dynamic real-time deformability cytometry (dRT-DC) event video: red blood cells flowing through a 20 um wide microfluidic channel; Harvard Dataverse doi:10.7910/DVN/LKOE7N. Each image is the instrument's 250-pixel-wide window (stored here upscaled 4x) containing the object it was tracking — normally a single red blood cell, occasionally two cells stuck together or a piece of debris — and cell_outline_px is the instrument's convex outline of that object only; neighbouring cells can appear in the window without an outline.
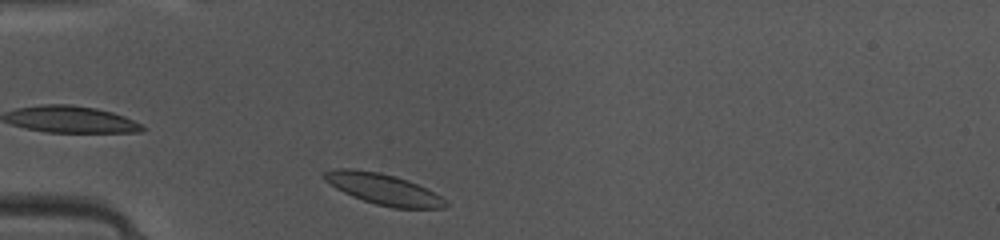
{"species": "common noctule bat (a hibernating species)", "species_latin": "Nyctalus noctula", "temperature_condition": "warm", "stored_images_in_passage": 28, "camera_frame_rate_fps": 3000, "um_per_image_px": 0.085, "animal": {"sex": "female", "body_mass_g": 10.0, "forearm_length_mm": 53.1}, "frame": {"image": 1, "passage_image": 1, "time_ms": 0.0, "image_size_px": [1000, 240], "cell_outline_px": [[448, 204], [444, 208], [392, 208], [376, 204], [352, 196], [336, 188], [324, 180], [320, 176], [324, 172], [336, 168], [352, 168], [380, 172], [396, 176], [408, 180], [440, 196]], "centroid_in_image_um": [32.52, 16.06], "position_along_channel_um": 52.5, "area_um2": 21.73}}
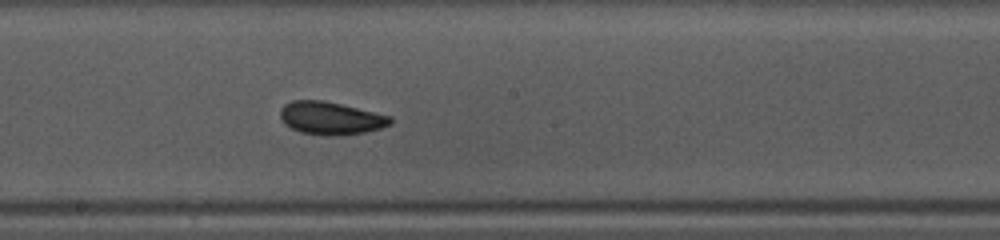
{"frame": {"image": 2, "passage_image": 14, "time_ms": 4.333, "image_size_px": [1000, 240], "cell_outline_px": [[392, 124], [380, 128], [364, 132], [336, 136], [324, 136], [300, 132], [284, 124], [280, 116], [280, 108], [284, 104], [292, 100], [324, 100], [392, 116]], "centroid_in_image_um": [28.09, 10.04], "position_along_channel_um": 220.1, "area_um2": 21.21}}
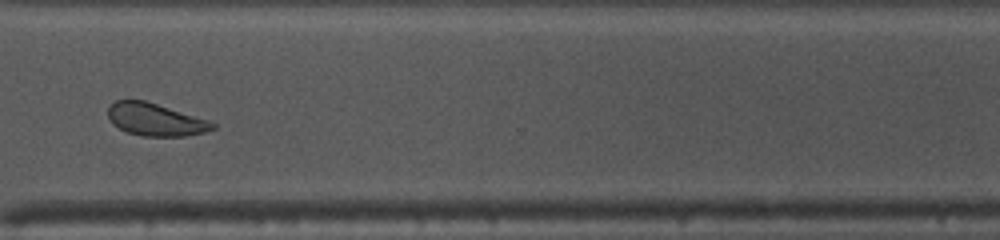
{"frame": {"image": 3, "passage_image": 24, "time_ms": 7.667, "image_size_px": [1000, 240], "cell_outline_px": [[216, 128], [208, 132], [188, 136], [140, 136], [128, 132], [112, 124], [108, 116], [108, 108], [116, 100], [144, 100], [212, 120], [216, 124]], "centroid_in_image_um": [13.28, 10.17], "position_along_channel_um": 357.3, "area_um2": 20.11}, "authors_computed_cell_mechanics": {"area_um2": 20.6635, "velocity_mm_per_s": 4.1279, "shape_relaxation_time_tau1_ms": 2.1714, "shape_relaxation_time_tau2_ms": 1.5714, "deformation_change_tau1": 0.077, "deformation_change_tau2": 0.0594}}